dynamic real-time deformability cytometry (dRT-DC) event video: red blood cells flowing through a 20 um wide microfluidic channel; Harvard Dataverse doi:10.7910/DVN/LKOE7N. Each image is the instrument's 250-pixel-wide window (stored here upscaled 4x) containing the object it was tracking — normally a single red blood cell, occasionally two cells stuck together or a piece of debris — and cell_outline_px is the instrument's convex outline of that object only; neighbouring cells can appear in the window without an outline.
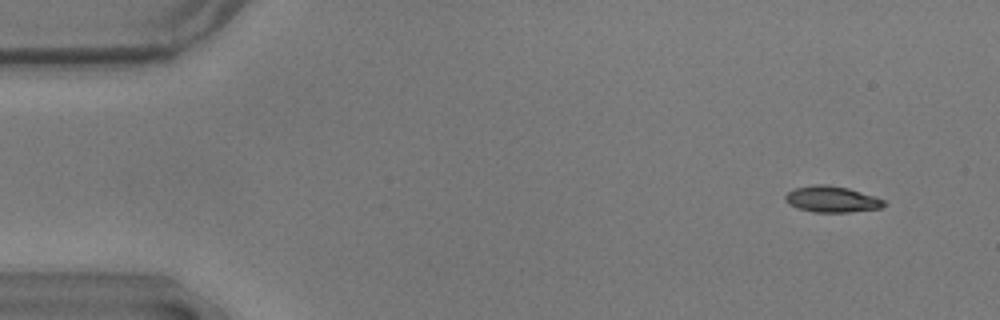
{"species": "common noctule bat (a hibernating species)", "species_latin": "Nyctalus noctula", "temperature_condition": "warm", "stored_images_in_passage": 56, "camera_frame_rate_fps": 3000, "um_per_image_px": 0.085, "animal": {"sex": "male", "body_mass_g": 17.9}, "frame": {"image": 1, "passage_image": 4, "time_ms": 1.0, "image_size_px": [1000, 320], "cell_outline_px": [[888, 204], [880, 208], [848, 212], [812, 212], [788, 204], [784, 200], [784, 196], [788, 192], [796, 188], [816, 184], [828, 184], [848, 188], [884, 200]], "centroid_in_image_um": [70.69, 16.93], "position_along_channel_um": 14.3, "area_um2": 14.91}}
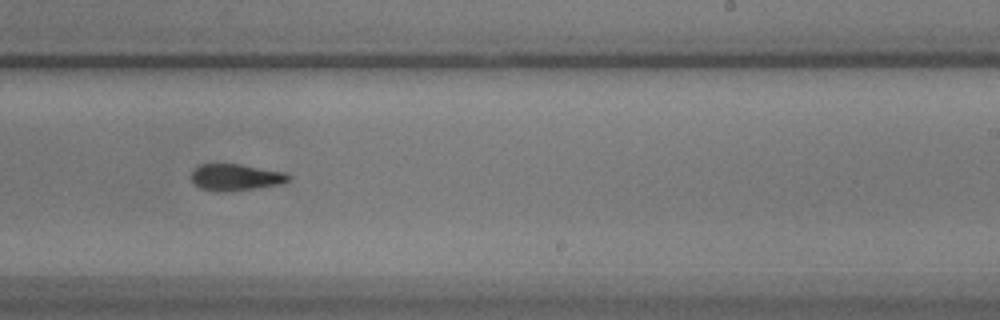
{"frame": {"image": 2, "passage_image": 34, "time_ms": 11.0, "image_size_px": [1000, 320], "cell_outline_px": [[292, 180], [280, 184], [224, 192], [220, 192], [200, 188], [192, 180], [192, 172], [200, 164], [240, 164], [284, 172], [292, 176]], "centroid_in_image_um": [20.07, 15.06], "position_along_channel_um": 268.9, "area_um2": 14.91}}
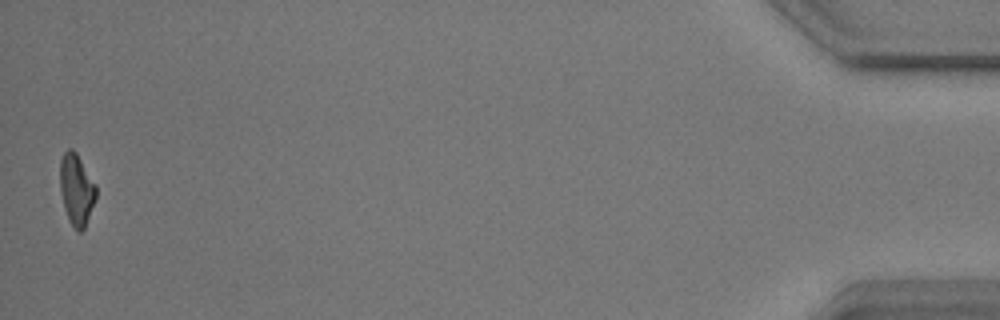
{"frame": {"image": 3, "passage_image": 55, "time_ms": 18.0, "image_size_px": [1000, 320], "cell_outline_px": [[96, 200], [84, 228], [80, 232], [76, 232], [68, 220], [64, 208], [60, 192], [60, 160], [64, 152], [68, 148], [72, 148], [76, 152], [96, 184]], "centroid_in_image_um": [6.5, 16.12], "position_along_channel_um": 428.7, "area_um2": 15.2}, "authors_computed_cell_mechanics": {"area_um2": 15.1147, "velocity_mm_per_s": 3.6087, "shape_relaxation_time_tau1_ms": 2.8523, "shape_relaxation_time_tau2_ms": 2.3899, "deformation_change_tau1": 0.1539, "deformation_change_tau2": 0.1189}}